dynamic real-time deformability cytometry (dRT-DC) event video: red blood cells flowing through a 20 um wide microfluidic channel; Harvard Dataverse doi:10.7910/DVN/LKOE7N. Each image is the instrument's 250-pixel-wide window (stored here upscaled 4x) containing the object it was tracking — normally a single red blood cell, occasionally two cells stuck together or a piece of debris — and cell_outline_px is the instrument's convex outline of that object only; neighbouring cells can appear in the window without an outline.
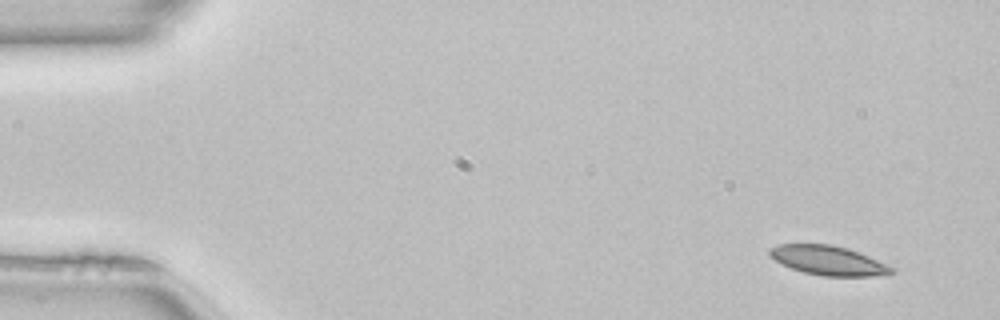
{"species": "common noctule bat (a hibernating species)", "species_latin": "Nyctalus noctula", "temperature_condition": "room temperature", "stored_images_in_passage": 48, "camera_frame_rate_fps": 3000, "um_per_image_px": 0.085, "animal": {"sex": "female", "body_mass_g": 22.7, "forearm_length_mm": 54.2}, "frame": {"image": 1, "passage_image": 1, "time_ms": 0.0, "image_size_px": [1000, 320], "cell_outline_px": [[896, 268], [892, 272], [872, 276], [824, 276], [804, 272], [792, 268], [768, 256], [768, 248], [780, 244], [832, 244], [848, 248], [868, 256]], "centroid_in_image_um": [70.38, 22.12], "position_along_channel_um": 14.6, "area_um2": 20.69}}
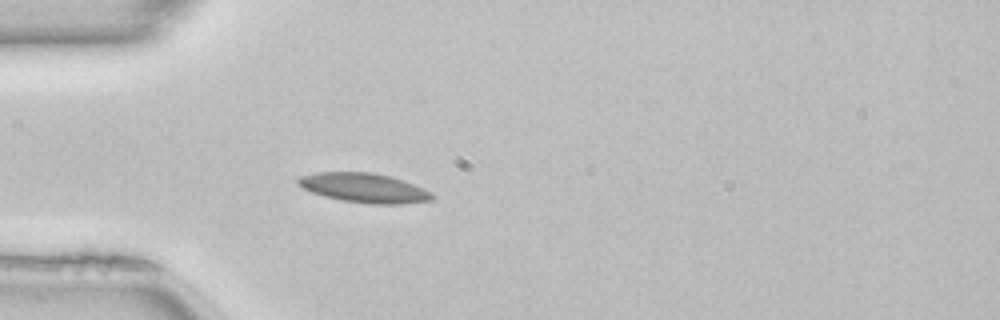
{"frame": {"image": 2, "passage_image": 12, "time_ms": 3.667, "image_size_px": [1000, 320], "cell_outline_px": [[436, 196], [432, 200], [404, 204], [368, 204], [344, 200], [324, 196], [312, 192], [296, 184], [296, 180], [300, 176], [316, 172], [372, 172], [404, 180], [424, 188], [432, 192]], "centroid_in_image_um": [30.98, 15.97], "position_along_channel_um": 54.0, "area_um2": 23.12}}
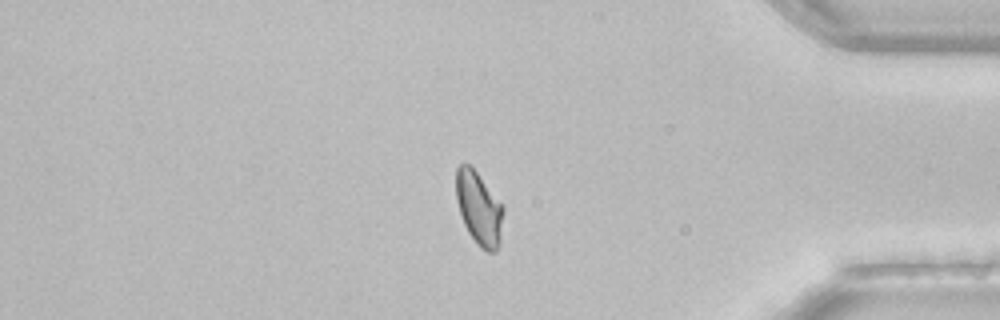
{"frame": {"image": 3, "passage_image": 40, "time_ms": 13.0, "image_size_px": [1000, 320], "cell_outline_px": [[504, 212], [500, 244], [496, 252], [488, 252], [480, 248], [476, 244], [468, 232], [460, 216], [456, 200], [456, 168], [460, 164], [468, 164], [476, 172], [504, 204]], "centroid_in_image_um": [40.73, 17.75], "position_along_channel_um": 394.5, "area_um2": 20.58}, "authors_computed_cell_mechanics": {"area_um2": 20.9814, "velocity_mm_per_s": 4.0543, "shape_relaxation_time_tau1_ms": 8.1701, "shape_relaxation_time_tau2_ms": 1.9966, "deformation_change_tau1": 0.1651, "deformation_change_tau2": 0.0508}}